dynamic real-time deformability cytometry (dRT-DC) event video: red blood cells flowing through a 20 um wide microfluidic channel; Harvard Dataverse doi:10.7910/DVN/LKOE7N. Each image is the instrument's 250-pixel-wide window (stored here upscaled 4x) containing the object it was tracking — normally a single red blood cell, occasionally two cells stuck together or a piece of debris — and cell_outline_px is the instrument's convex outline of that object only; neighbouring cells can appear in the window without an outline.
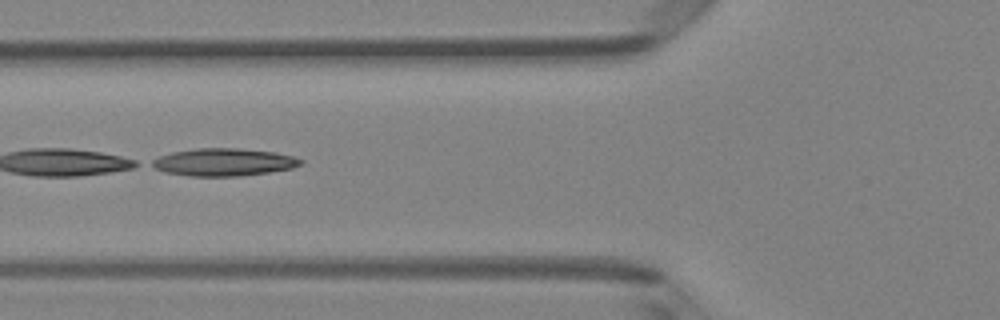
{"species": "Egyptian fruit bat (a non-hibernating species)", "species_latin": "Rousettus aegyptiacus", "temperature_condition": "room temperature", "stored_images_in_passage": 5, "camera_frame_rate_fps": 3000, "um_per_image_px": 0.085, "animal": {"sex": "female"}, "frame": {"image": 1, "passage_image": 5, "time_ms": 5.333, "image_size_px": [1000, 320], "cell_outline_px": [[304, 164], [292, 168], [268, 172], [240, 176], [188, 176], [164, 172], [148, 164], [152, 160], [160, 156], [172, 152], [196, 148], [240, 148], [276, 152], [292, 156], [304, 160]], "centroid_in_image_um": [19.02, 13.78], "position_along_channel_um": 106.8, "area_um2": 24.04}}